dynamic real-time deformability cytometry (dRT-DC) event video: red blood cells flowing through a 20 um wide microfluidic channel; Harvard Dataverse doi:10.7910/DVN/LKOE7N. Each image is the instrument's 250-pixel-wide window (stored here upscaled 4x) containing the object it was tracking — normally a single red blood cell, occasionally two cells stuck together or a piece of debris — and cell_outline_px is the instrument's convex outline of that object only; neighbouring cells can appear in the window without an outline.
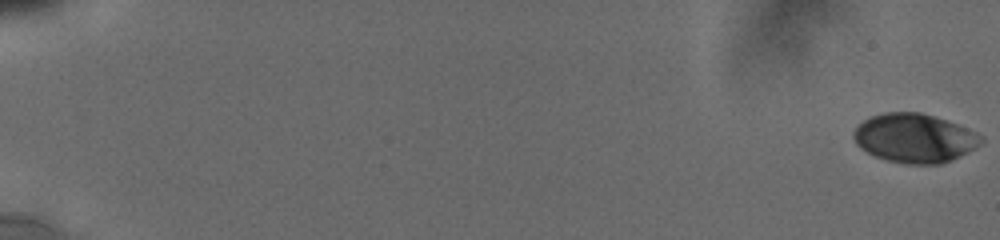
{"species": "human", "species_latin": "Homo sapiens", "temperature_condition": "cold", "stored_images_in_passage": 11, "camera_frame_rate_fps": 3000, "um_per_image_px": 0.085, "donor": {"sex": "male"}, "frame": {"image": 1, "passage_image": 1, "time_ms": 0.0, "image_size_px": [1000, 240], "cell_outline_px": [[984, 140], [980, 144], [968, 152], [952, 160], [940, 164], [908, 164], [888, 160], [876, 156], [860, 148], [856, 144], [852, 136], [856, 128], [864, 120], [872, 116], [884, 112], [920, 112], [936, 116], [976, 132], [984, 136]], "centroid_in_image_um": [77.75, 11.74], "position_along_channel_um": 7.2, "area_um2": 36.3}}